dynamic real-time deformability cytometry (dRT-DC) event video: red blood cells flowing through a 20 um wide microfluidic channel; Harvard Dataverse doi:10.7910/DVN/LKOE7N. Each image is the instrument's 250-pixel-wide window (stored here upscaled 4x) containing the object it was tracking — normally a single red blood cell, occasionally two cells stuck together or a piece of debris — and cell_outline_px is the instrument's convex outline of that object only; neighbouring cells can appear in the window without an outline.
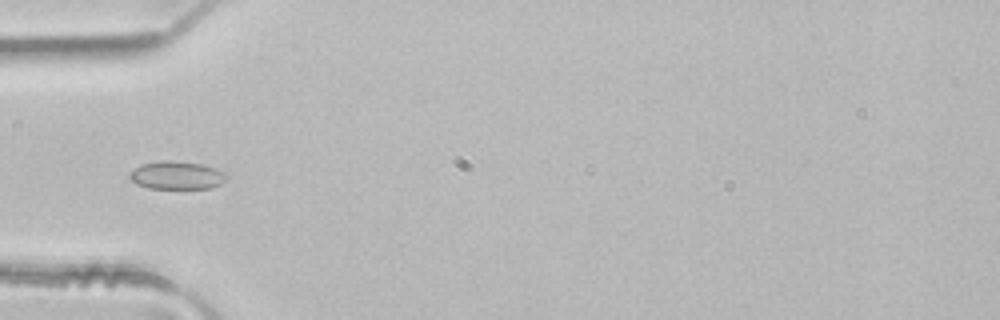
{"species": "common noctule bat (a hibernating species)", "species_latin": "Nyctalus noctula", "temperature_condition": "room temperature", "stored_images_in_passage": 49, "camera_frame_rate_fps": 3000, "um_per_image_px": 0.085, "animal": {"sex": "male", "body_mass_g": 21.5, "forearm_length_mm": 52.0}, "frame": {"image": 1, "passage_image": 16, "time_ms": 5.0, "image_size_px": [1000, 320], "cell_outline_px": [[228, 176], [220, 184], [208, 188], [148, 188], [136, 184], [128, 176], [128, 172], [140, 164], [160, 160], [172, 160], [200, 164], [216, 168], [224, 172]], "centroid_in_image_um": [14.97, 14.88], "position_along_channel_um": 70.0, "area_um2": 15.9}}
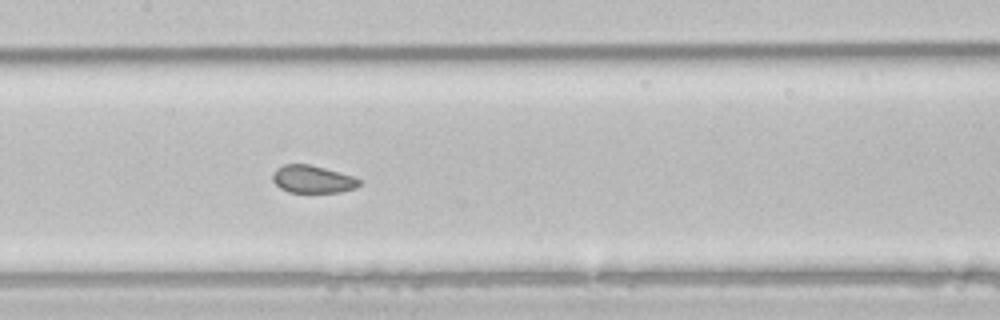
{"frame": {"image": 2, "passage_image": 24, "time_ms": 7.667, "image_size_px": [1000, 320], "cell_outline_px": [[360, 184], [356, 188], [340, 192], [288, 192], [280, 188], [272, 180], [272, 176], [276, 168], [284, 164], [308, 164], [324, 168], [352, 176], [360, 180]], "centroid_in_image_um": [26.55, 15.24], "position_along_channel_um": 180.9, "area_um2": 13.81}}
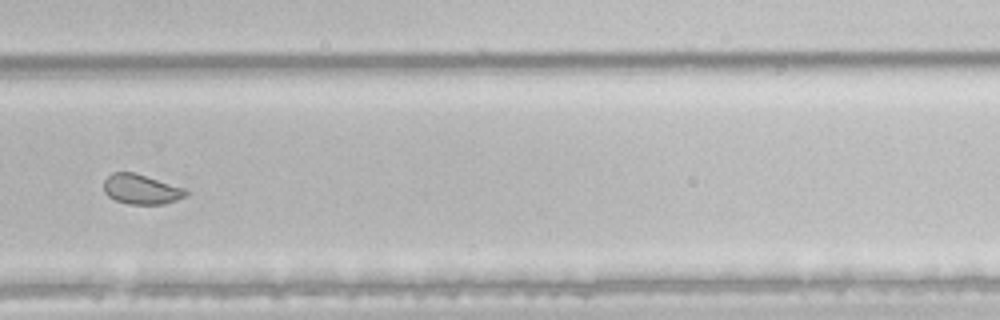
{"frame": {"image": 3, "passage_image": 34, "time_ms": 11.0, "image_size_px": [1000, 320], "cell_outline_px": [[188, 192], [184, 196], [176, 200], [164, 204], [128, 204], [116, 200], [108, 196], [104, 192], [104, 180], [112, 172], [132, 172], [184, 188]], "centroid_in_image_um": [11.96, 16.09], "position_along_channel_um": 317.8, "area_um2": 14.05}, "authors_computed_cell_mechanics": {"area_um2": 16.7042, "velocity_mm_per_s": 4.1417, "shape_relaxation_time_tau1_ms": 4.722, "shape_relaxation_time_tau2_ms": null, "deformation_change_tau1": 0.062, "deformation_change_tau2": null}}